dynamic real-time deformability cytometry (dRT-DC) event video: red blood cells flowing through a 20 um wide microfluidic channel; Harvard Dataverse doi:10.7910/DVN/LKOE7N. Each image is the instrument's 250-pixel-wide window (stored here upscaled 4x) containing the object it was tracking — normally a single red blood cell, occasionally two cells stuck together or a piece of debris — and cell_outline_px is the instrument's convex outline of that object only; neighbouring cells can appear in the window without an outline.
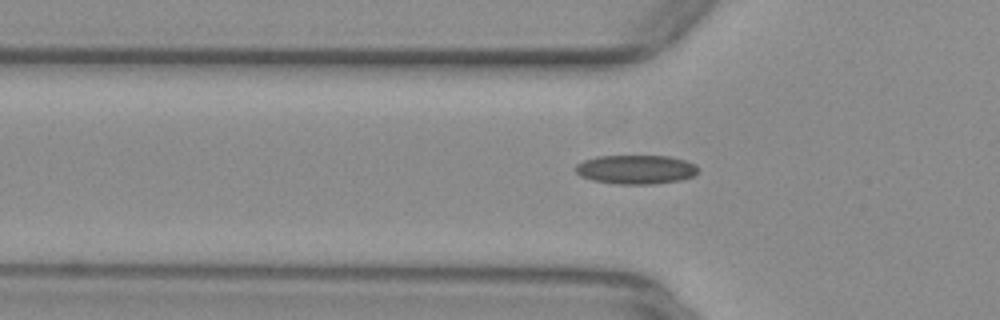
{"species": "common noctule bat (a hibernating species)", "species_latin": "Nyctalus noctula", "temperature_condition": "warm", "stored_images_in_passage": 20, "camera_frame_rate_fps": 3000, "um_per_image_px": 0.085, "animal": {"sex": "female", "body_mass_g": 29.2, "forearm_length_mm": 56.3}, "frame": {"image": 1, "passage_image": 2, "time_ms": 0.333, "image_size_px": [1000, 320], "cell_outline_px": [[696, 172], [692, 176], [680, 180], [656, 184], [616, 184], [592, 180], [580, 176], [576, 172], [576, 164], [584, 160], [596, 156], [668, 156], [684, 160], [696, 164]], "centroid_in_image_um": [54.02, 14.41], "position_along_channel_um": 71.8, "area_um2": 20.69}}
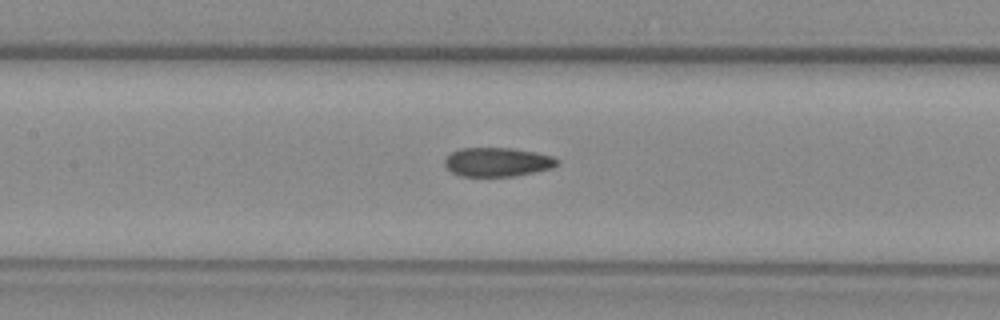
{"frame": {"image": 2, "passage_image": 9, "time_ms": 2.667, "image_size_px": [1000, 320], "cell_outline_px": [[560, 164], [552, 168], [516, 176], [460, 176], [452, 172], [444, 164], [444, 160], [452, 152], [460, 148], [512, 148], [536, 152], [552, 156], [560, 160]], "centroid_in_image_um": [42.32, 13.77], "position_along_channel_um": 165.1, "area_um2": 19.07}}
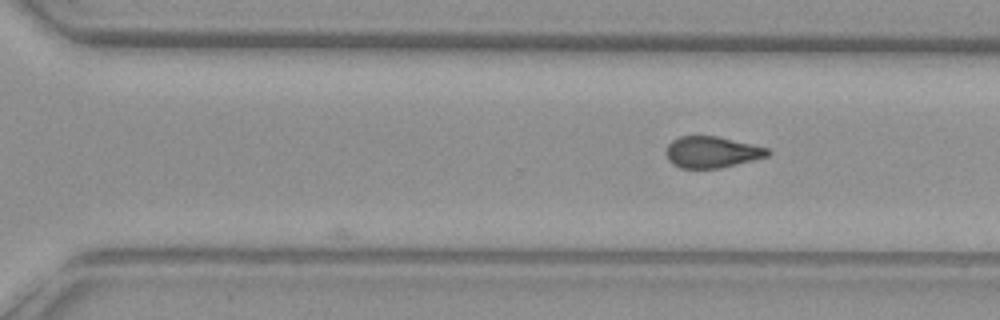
{"frame": {"image": 3, "passage_image": 20, "time_ms": 6.333, "image_size_px": [1000, 320], "cell_outline_px": [[772, 152], [768, 156], [720, 168], [680, 168], [672, 164], [668, 160], [664, 152], [668, 144], [672, 140], [680, 136], [716, 136], [752, 144], [768, 148]], "centroid_in_image_um": [60.47, 12.93], "position_along_channel_um": 310.1, "area_um2": 18.61}}